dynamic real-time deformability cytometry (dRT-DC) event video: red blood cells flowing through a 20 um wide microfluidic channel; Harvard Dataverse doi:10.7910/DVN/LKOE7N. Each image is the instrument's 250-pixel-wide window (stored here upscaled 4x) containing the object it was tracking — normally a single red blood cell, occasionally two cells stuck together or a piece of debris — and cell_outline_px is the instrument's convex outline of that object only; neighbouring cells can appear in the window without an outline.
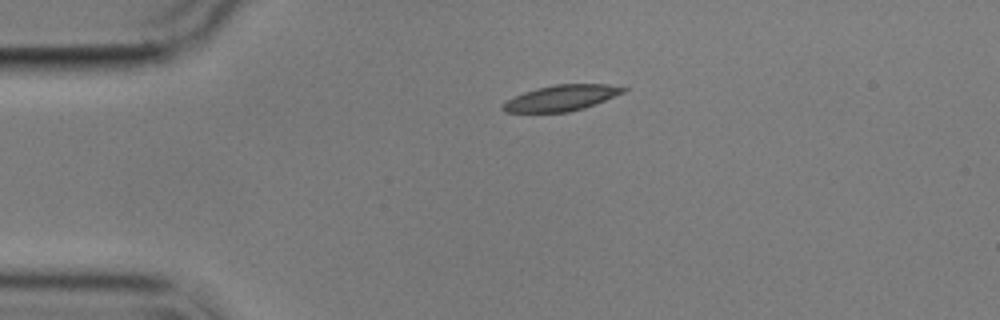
{"species": "common noctule bat (a hibernating species)", "species_latin": "Nyctalus noctula", "temperature_condition": "cold", "stored_images_in_passage": 3, "camera_frame_rate_fps": 3000, "um_per_image_px": 0.085, "animal": {"sex": "male", "body_mass_g": 17.9}, "frame": {"image": 1, "passage_image": 1, "time_ms": 0.0, "image_size_px": [1000, 320], "cell_outline_px": [[628, 88], [624, 92], [584, 108], [568, 112], [504, 112], [500, 108], [508, 100], [524, 92], [536, 88], [556, 84], [608, 84]], "centroid_in_image_um": [47.71, 8.32], "position_along_channel_um": 37.3, "area_um2": 17.86}}
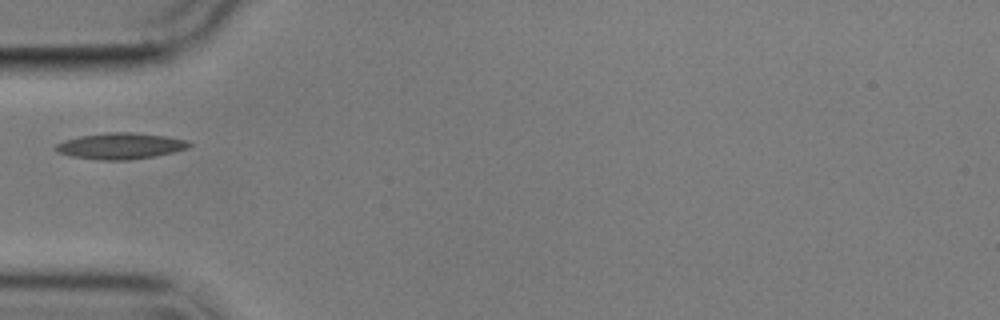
{"frame": {"image": 2, "passage_image": 3, "time_ms": 2.0, "image_size_px": [1000, 320], "cell_outline_px": [[192, 144], [188, 148], [172, 152], [152, 156], [128, 160], [100, 160], [72, 156], [56, 152], [52, 148], [56, 144], [64, 140], [80, 136], [108, 132], [132, 132], [164, 136], [188, 140]], "centroid_in_image_um": [10.2, 12.4], "position_along_channel_um": 74.8, "area_um2": 20.29}}